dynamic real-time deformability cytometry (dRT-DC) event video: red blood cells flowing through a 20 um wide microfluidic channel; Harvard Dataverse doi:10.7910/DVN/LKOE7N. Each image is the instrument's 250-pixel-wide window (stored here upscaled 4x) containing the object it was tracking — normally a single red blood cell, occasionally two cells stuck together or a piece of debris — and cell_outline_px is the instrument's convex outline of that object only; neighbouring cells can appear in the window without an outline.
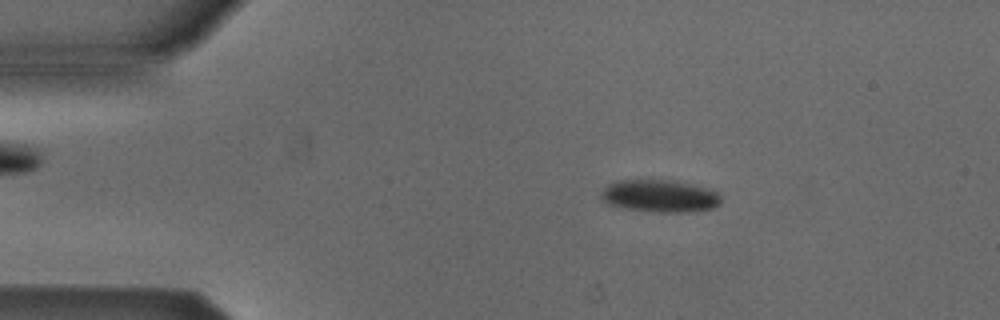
{"species": "Egyptian fruit bat (a non-hibernating species)", "species_latin": "Rousettus aegyptiacus", "temperature_condition": "cold", "stored_images_in_passage": 50, "camera_frame_rate_fps": 3000, "um_per_image_px": 0.085, "animal": {"sex": "male"}, "frame": {"image": 1, "passage_image": 7, "time_ms": 2.0, "image_size_px": [1000, 320], "cell_outline_px": [[720, 204], [712, 208], [688, 212], [652, 212], [620, 208], [608, 204], [600, 196], [600, 192], [608, 184], [616, 180], [676, 180], [696, 184], [720, 192]], "centroid_in_image_um": [56.09, 16.65], "position_along_channel_um": 28.9, "area_um2": 23.12}}
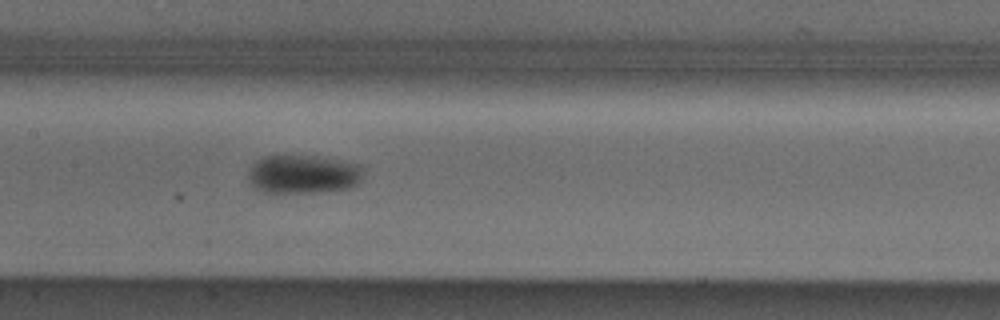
{"frame": {"image": 2, "passage_image": 23, "time_ms": 7.333, "image_size_px": [1000, 320], "cell_outline_px": [[364, 168], [360, 184], [348, 188], [328, 192], [264, 192], [256, 188], [248, 180], [248, 172], [252, 164], [256, 160], [264, 156], [320, 156], [360, 164]], "centroid_in_image_um": [25.82, 14.81], "position_along_channel_um": 181.6, "area_um2": 26.24}}
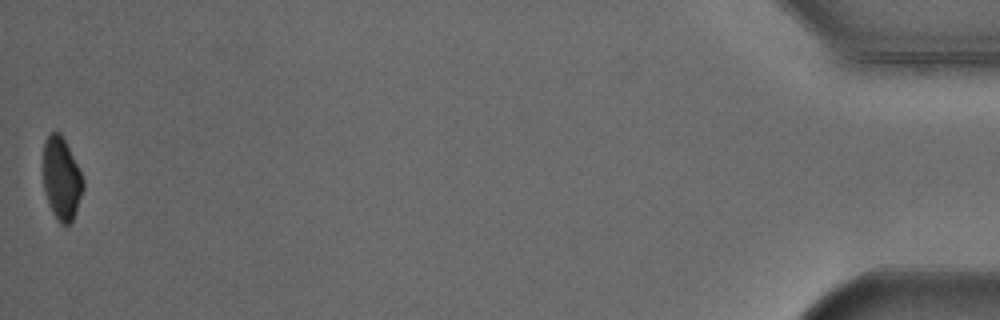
{"frame": {"image": 3, "passage_image": 50, "time_ms": 16.333, "image_size_px": [1000, 320], "cell_outline_px": [[84, 188], [76, 212], [72, 220], [64, 228], [56, 220], [48, 204], [44, 188], [44, 140], [52, 132], [60, 132], [84, 180]], "centroid_in_image_um": [5.23, 15.25], "position_along_channel_um": 430.0, "area_um2": 19.07}, "authors_computed_cell_mechanics": {"area_um2": 23.1778, "velocity_mm_per_s": 3.8911, "shape_relaxation_time_tau1_ms": 1.668, "shape_relaxation_time_tau2_ms": null, "deformation_change_tau1": 0.0742, "deformation_change_tau2": null}}